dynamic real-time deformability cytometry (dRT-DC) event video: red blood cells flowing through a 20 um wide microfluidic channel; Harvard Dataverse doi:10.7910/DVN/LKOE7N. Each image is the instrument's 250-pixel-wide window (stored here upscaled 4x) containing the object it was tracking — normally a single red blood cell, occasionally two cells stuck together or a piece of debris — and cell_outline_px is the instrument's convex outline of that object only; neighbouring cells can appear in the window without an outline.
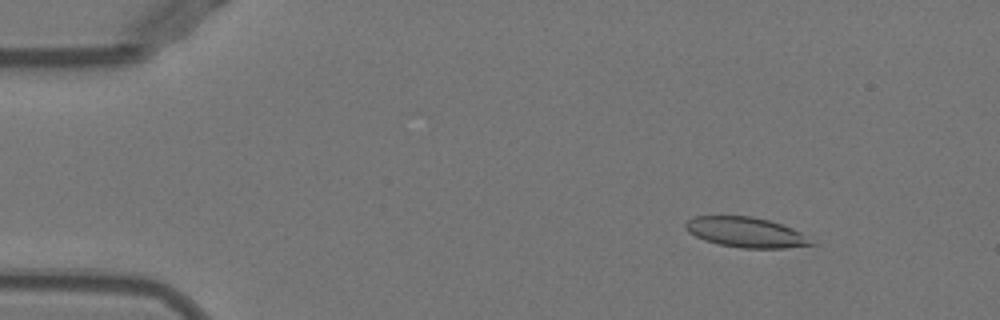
{"species": "Egyptian fruit bat (a non-hibernating species)", "species_latin": "Rousettus aegyptiacus", "temperature_condition": "warm", "stored_images_in_passage": 52, "camera_frame_rate_fps": 3000, "um_per_image_px": 0.085, "animal": {"sex": "female"}, "frame": {"image": 1, "passage_image": 7, "time_ms": 2.0, "image_size_px": [1000, 320], "cell_outline_px": [[816, 244], [784, 248], [740, 248], [720, 244], [704, 240], [688, 232], [684, 228], [684, 224], [688, 220], [696, 216], [752, 216], [768, 220], [792, 228], [800, 232]], "centroid_in_image_um": [63.37, 19.74], "position_along_channel_um": 21.6, "area_um2": 21.91}}
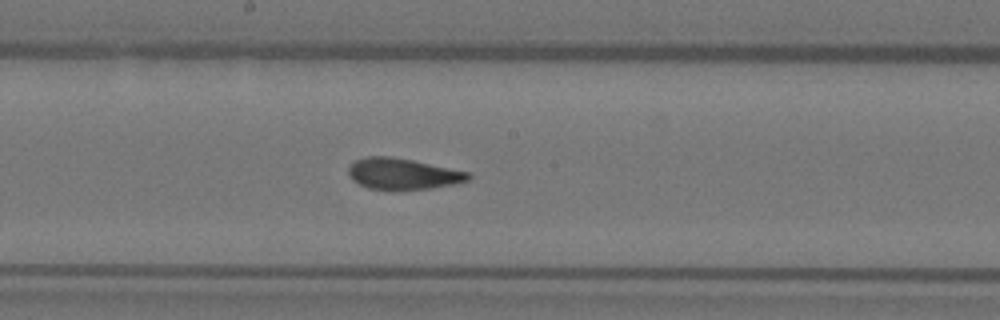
{"frame": {"image": 2, "passage_image": 28, "time_ms": 9.0, "image_size_px": [1000, 320], "cell_outline_px": [[472, 176], [468, 180], [456, 184], [432, 188], [368, 188], [352, 180], [348, 172], [348, 168], [356, 160], [368, 156], [388, 156], [412, 160], [472, 172]], "centroid_in_image_um": [34.3, 14.75], "position_along_channel_um": 213.9, "area_um2": 21.39}}
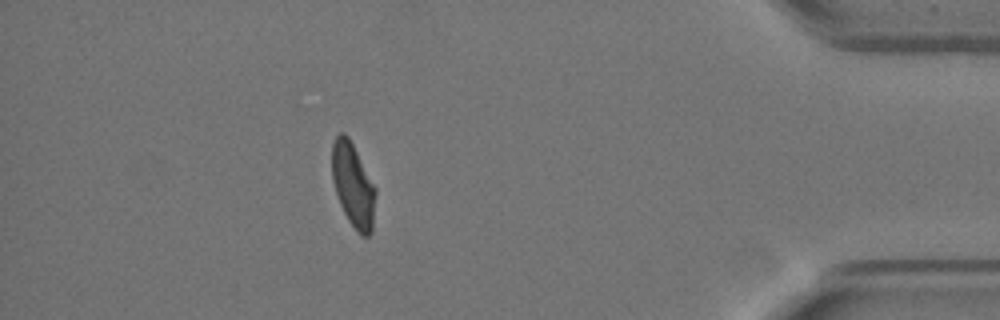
{"frame": {"image": 3, "passage_image": 46, "time_ms": 15.0, "image_size_px": [1000, 320], "cell_outline_px": [[376, 192], [372, 232], [368, 236], [360, 236], [356, 232], [348, 220], [340, 204], [332, 180], [332, 144], [336, 136], [340, 132], [344, 132], [348, 136], [376, 188]], "centroid_in_image_um": [30.01, 15.76], "position_along_channel_um": 405.2, "area_um2": 21.33}, "authors_computed_cell_mechanics": {"area_um2": 22.0218, "velocity_mm_per_s": 3.9642, "shape_relaxation_time_tau1_ms": 9.4391, "shape_relaxation_time_tau2_ms": 1.4897, "deformation_change_tau1": 0.2432, "deformation_change_tau2": 0.0825}}